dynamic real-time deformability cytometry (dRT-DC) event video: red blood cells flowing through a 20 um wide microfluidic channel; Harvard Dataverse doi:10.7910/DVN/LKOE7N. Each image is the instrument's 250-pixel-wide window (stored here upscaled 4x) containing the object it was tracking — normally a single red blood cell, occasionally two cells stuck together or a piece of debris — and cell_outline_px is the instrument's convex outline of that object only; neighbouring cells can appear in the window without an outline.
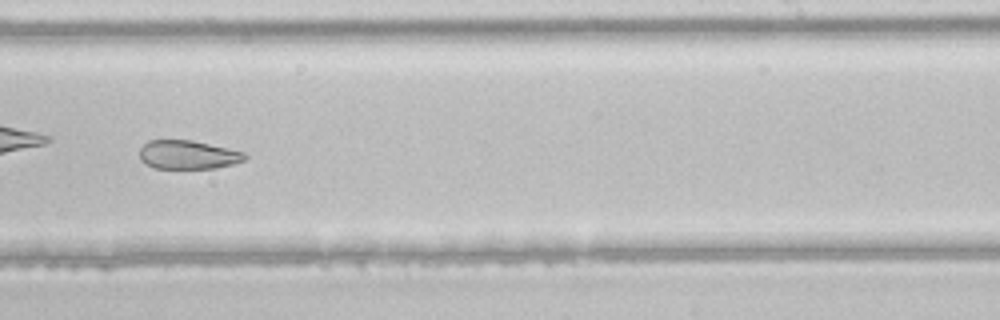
{"species": "common noctule bat (a hibernating species)", "species_latin": "Nyctalus noctula", "temperature_condition": "room temperature", "stored_images_in_passage": 39, "camera_frame_rate_fps": 3000, "um_per_image_px": 0.085, "animal": {"sex": "male", "body_mass_g": 21.5, "forearm_length_mm": 52.0}, "frame": {"image": 1, "passage_image": 28, "time_ms": 9.0, "image_size_px": [1000, 320], "cell_outline_px": [[248, 156], [244, 160], [232, 164], [216, 168], [152, 168], [144, 164], [140, 160], [140, 148], [148, 140], [192, 140], [244, 152]], "centroid_in_image_um": [15.94, 13.15], "position_along_channel_um": 273.1, "area_um2": 17.63}}